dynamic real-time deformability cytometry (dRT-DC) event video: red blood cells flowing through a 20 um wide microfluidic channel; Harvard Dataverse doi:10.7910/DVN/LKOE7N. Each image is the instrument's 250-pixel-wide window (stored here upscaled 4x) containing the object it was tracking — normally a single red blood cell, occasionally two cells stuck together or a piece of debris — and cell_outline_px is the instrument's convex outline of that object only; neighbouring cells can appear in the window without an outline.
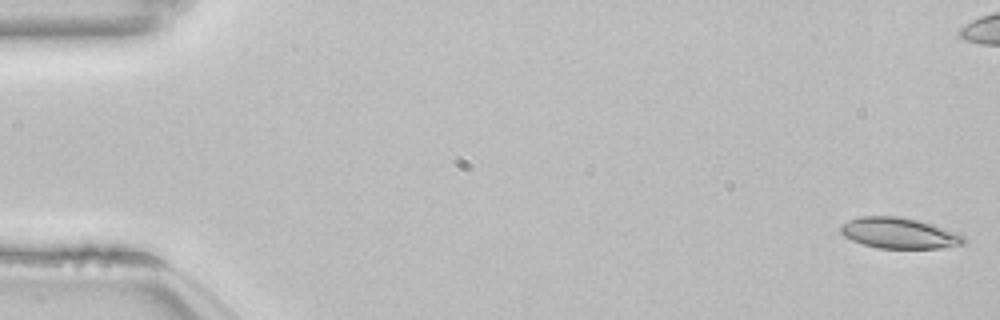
{"species": "common noctule bat (a hibernating species)", "species_latin": "Nyctalus noctula", "temperature_condition": "room temperature", "stored_images_in_passage": 45, "camera_frame_rate_fps": 3000, "um_per_image_px": 0.085, "animal": {"sex": "female", "body_mass_g": 22.7, "forearm_length_mm": 54.2}, "frame": {"image": 1, "passage_image": 1, "time_ms": 0.0, "image_size_px": [1000, 320], "cell_outline_px": [[968, 244], [940, 248], [876, 248], [852, 240], [844, 236], [840, 232], [840, 224], [848, 220], [860, 216], [900, 216], [920, 220], [956, 232], [964, 236], [968, 240]], "centroid_in_image_um": [76.45, 19.81], "position_along_channel_um": 8.5, "area_um2": 22.43}}